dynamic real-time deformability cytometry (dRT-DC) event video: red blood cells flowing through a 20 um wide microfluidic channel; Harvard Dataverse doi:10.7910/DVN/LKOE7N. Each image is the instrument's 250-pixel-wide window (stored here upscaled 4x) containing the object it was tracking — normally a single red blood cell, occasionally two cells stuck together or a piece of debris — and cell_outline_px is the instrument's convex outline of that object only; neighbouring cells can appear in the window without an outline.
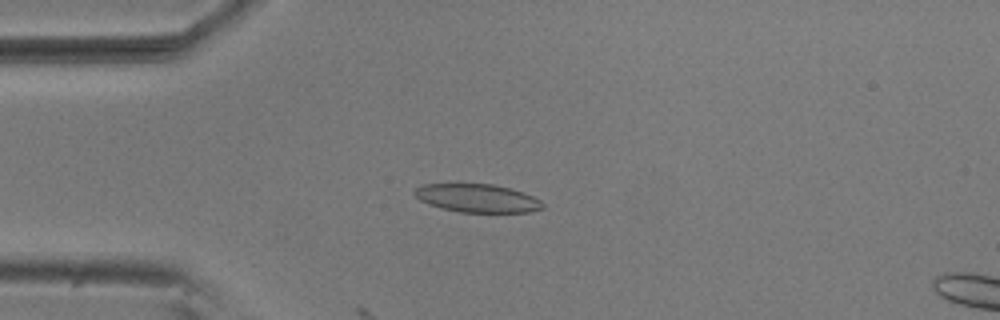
{"species": "common noctule bat (a hibernating species)", "species_latin": "Nyctalus noctula", "temperature_condition": "room temperature", "stored_images_in_passage": 24, "camera_frame_rate_fps": 3000, "um_per_image_px": 0.085, "animal": {"sex": "male", "body_mass_g": 20.5, "forearm_length_mm": 52.5}, "frame": {"image": 1, "passage_image": 14, "time_ms": 4.333, "image_size_px": [1000, 320], "cell_outline_px": [[544, 208], [528, 212], [460, 212], [428, 204], [420, 200], [412, 192], [416, 188], [424, 184], [492, 184], [508, 188], [532, 196], [540, 200], [544, 204]], "centroid_in_image_um": [40.56, 16.85], "position_along_channel_um": 44.4, "area_um2": 20.81}}
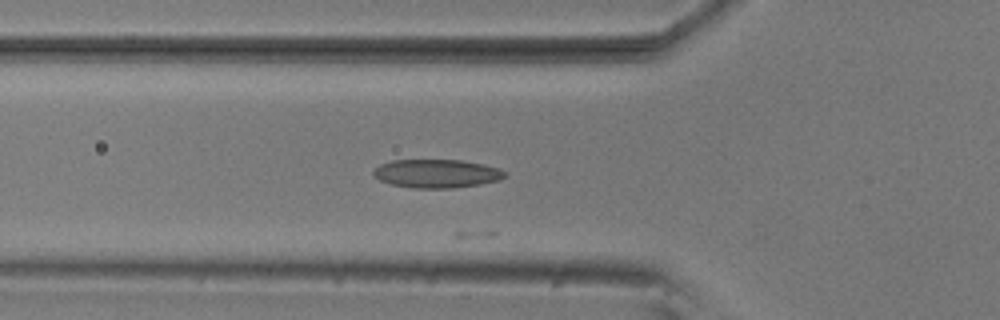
{"frame": {"image": 2, "passage_image": 19, "time_ms": 6.0, "image_size_px": [1000, 320], "cell_outline_px": [[508, 176], [500, 180], [480, 184], [452, 188], [412, 188], [392, 184], [380, 180], [372, 176], [372, 172], [380, 164], [392, 160], [460, 160], [484, 164], [500, 168], [508, 172]], "centroid_in_image_um": [37.16, 14.75], "position_along_channel_um": 88.6, "area_um2": 22.02}}